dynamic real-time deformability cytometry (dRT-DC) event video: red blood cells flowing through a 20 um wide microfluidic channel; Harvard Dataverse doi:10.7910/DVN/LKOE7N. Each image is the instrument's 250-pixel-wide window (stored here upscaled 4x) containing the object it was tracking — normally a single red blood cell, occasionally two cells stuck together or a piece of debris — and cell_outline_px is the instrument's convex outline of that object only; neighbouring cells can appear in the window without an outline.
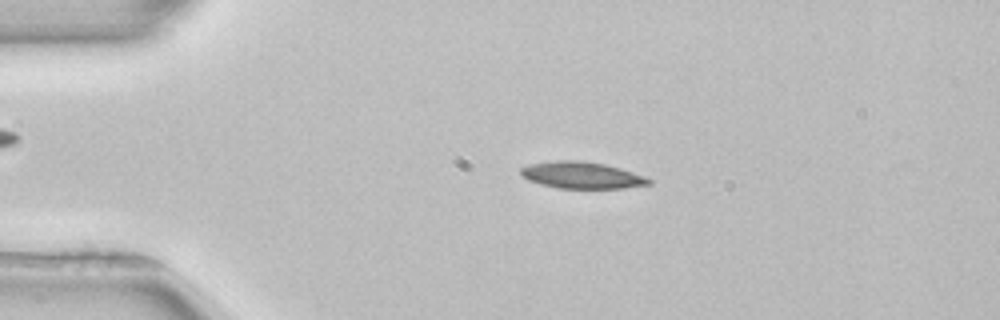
{"species": "common noctule bat (a hibernating species)", "species_latin": "Nyctalus noctula", "temperature_condition": "room temperature", "stored_images_in_passage": 52, "camera_frame_rate_fps": 3000, "um_per_image_px": 0.085, "animal": {"sex": "female", "body_mass_g": 22.7, "forearm_length_mm": 54.2}, "frame": {"image": 1, "passage_image": 11, "time_ms": 3.333, "image_size_px": [1000, 320], "cell_outline_px": [[652, 184], [624, 188], [560, 188], [540, 184], [528, 180], [520, 172], [520, 168], [532, 164], [556, 160], [584, 160], [604, 164], [620, 168], [644, 176], [652, 180]], "centroid_in_image_um": [49.47, 14.89], "position_along_channel_um": 35.5, "area_um2": 19.83}}
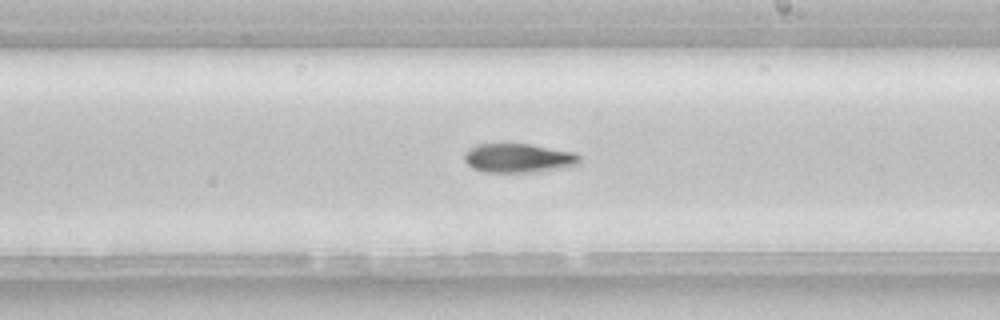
{"frame": {"image": 2, "passage_image": 30, "time_ms": 9.667, "image_size_px": [1000, 320], "cell_outline_px": [[580, 164], [564, 168], [540, 172], [484, 172], [472, 168], [464, 160], [464, 152], [468, 148], [476, 144], [528, 144], [576, 152], [580, 156]], "centroid_in_image_um": [44.08, 13.44], "position_along_channel_um": 244.9, "area_um2": 19.83}, "authors_computed_cell_mechanics": {"area_um2": 19.4497, "velocity_mm_per_s": 3.9416, "shape_relaxation_time_tau1_ms": 4.0702, "shape_relaxation_time_tau2_ms": null, "deformation_change_tau1": 0.1439, "deformation_change_tau2": null}}